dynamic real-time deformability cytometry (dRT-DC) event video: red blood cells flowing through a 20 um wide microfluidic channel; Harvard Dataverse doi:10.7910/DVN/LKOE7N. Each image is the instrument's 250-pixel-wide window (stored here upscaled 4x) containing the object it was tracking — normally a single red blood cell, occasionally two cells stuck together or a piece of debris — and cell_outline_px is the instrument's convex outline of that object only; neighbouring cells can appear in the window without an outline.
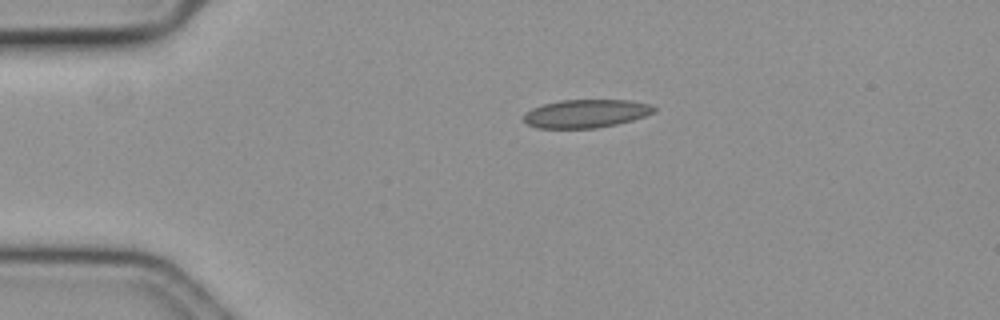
{"species": "common noctule bat (a hibernating species)", "species_latin": "Nyctalus noctula", "temperature_condition": "cold", "stored_images_in_passage": 46, "camera_frame_rate_fps": 3000, "um_per_image_px": 0.085, "animal": {"sex": "female", "body_mass_g": 19.3, "forearm_length_mm": 54.1}, "frame": {"image": 1, "passage_image": 1, "time_ms": 0.0, "image_size_px": [1000, 320], "cell_outline_px": [[656, 112], [632, 120], [616, 124], [596, 128], [536, 128], [528, 124], [524, 120], [524, 112], [532, 108], [544, 104], [560, 100], [628, 100], [652, 104], [656, 108]], "centroid_in_image_um": [49.82, 9.65], "position_along_channel_um": 35.2, "area_um2": 21.5}}
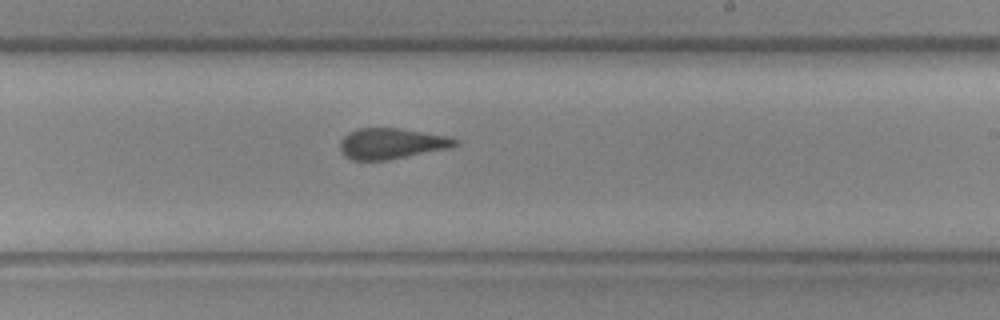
{"frame": {"image": 2, "passage_image": 23, "time_ms": 7.333, "image_size_px": [1000, 320], "cell_outline_px": [[460, 144], [448, 148], [388, 160], [352, 160], [344, 156], [340, 148], [340, 140], [348, 132], [360, 128], [400, 128], [448, 136], [460, 140]], "centroid_in_image_um": [33.28, 12.2], "position_along_channel_um": 255.7, "area_um2": 20.69}}
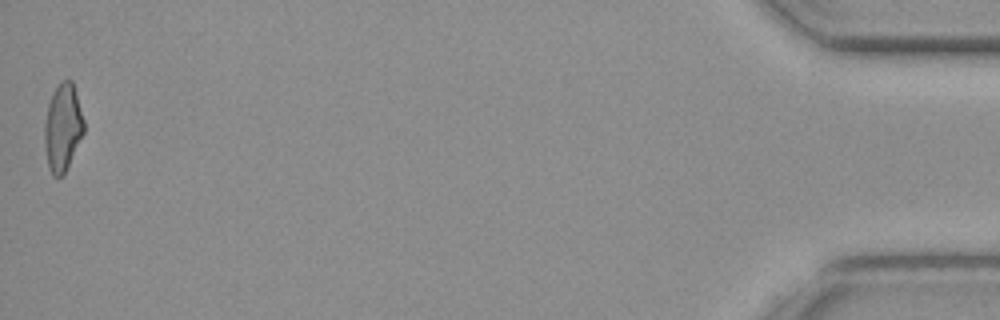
{"frame": {"image": 3, "passage_image": 46, "time_ms": 15.0, "image_size_px": [1000, 320], "cell_outline_px": [[84, 132], [64, 176], [52, 176], [48, 164], [44, 144], [44, 124], [48, 104], [52, 92], [60, 80], [72, 80], [84, 120]], "centroid_in_image_um": [5.32, 10.83], "position_along_channel_um": 429.9, "area_um2": 20.17}, "authors_computed_cell_mechanics": {"area_um2": 21.097, "velocity_mm_per_s": 3.5847, "shape_relaxation_time_tau1_ms": null, "shape_relaxation_time_tau2_ms": 1.5437, "deformation_change_tau1": null, "deformation_change_tau2": 0.0855}}